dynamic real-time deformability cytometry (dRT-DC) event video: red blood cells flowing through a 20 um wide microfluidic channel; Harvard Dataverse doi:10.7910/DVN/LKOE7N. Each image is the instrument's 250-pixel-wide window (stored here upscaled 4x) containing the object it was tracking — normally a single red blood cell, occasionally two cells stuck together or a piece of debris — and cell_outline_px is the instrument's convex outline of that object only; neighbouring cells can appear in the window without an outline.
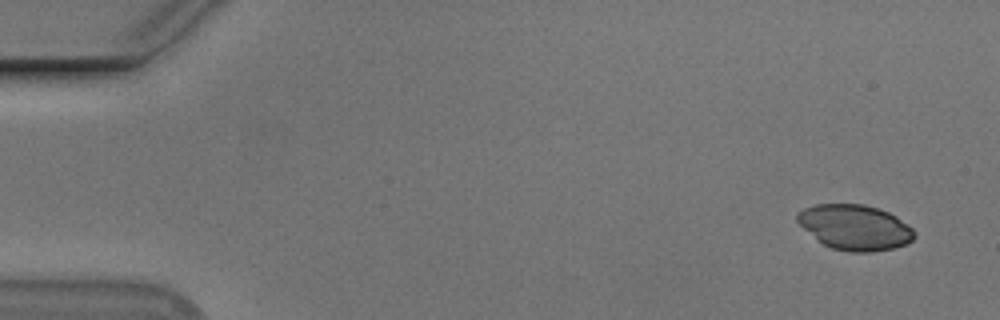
{"species": "Egyptian fruit bat (a non-hibernating species)", "species_latin": "Rousettus aegyptiacus", "temperature_condition": "cold", "stored_images_in_passage": 52, "camera_frame_rate_fps": 3000, "um_per_image_px": 0.085, "animal": {"sex": "male"}, "frame": {"image": 1, "passage_image": 1, "time_ms": 0.0, "image_size_px": [1000, 320], "cell_outline_px": [[916, 236], [912, 240], [896, 248], [872, 252], [848, 252], [832, 248], [824, 244], [804, 228], [796, 220], [796, 212], [804, 208], [816, 204], [864, 204], [888, 212], [896, 216], [908, 224], [916, 232]], "centroid_in_image_um": [72.69, 19.32], "position_along_channel_um": 12.3, "area_um2": 30.87}}
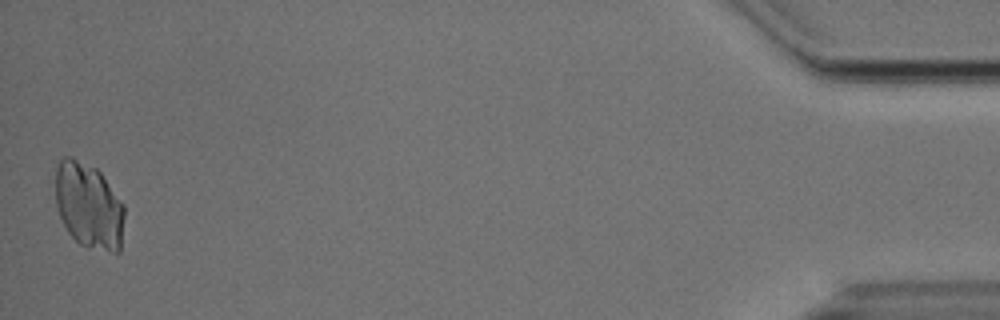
{"frame": {"image": 2, "passage_image": 52, "time_ms": 17.0, "image_size_px": [1000, 320], "cell_outline_px": [[124, 216], [120, 252], [112, 252], [80, 244], [68, 232], [60, 216], [56, 204], [56, 168], [60, 160], [64, 156], [72, 156], [96, 168], [100, 172], [124, 204]], "centroid_in_image_um": [7.55, 17.46], "position_along_channel_um": 427.7, "area_um2": 34.39}}